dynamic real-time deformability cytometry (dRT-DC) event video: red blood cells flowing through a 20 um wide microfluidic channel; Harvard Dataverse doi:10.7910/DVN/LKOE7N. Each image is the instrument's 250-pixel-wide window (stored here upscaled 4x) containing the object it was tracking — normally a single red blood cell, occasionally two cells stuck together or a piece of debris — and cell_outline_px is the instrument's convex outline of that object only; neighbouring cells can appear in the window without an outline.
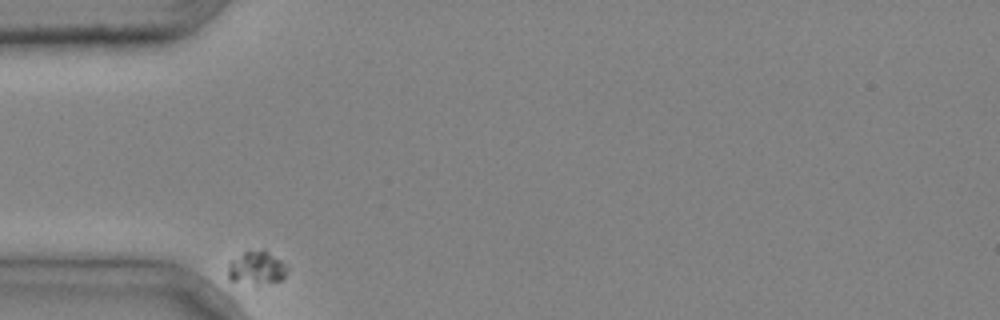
{"species": "common noctule bat (a hibernating species)", "species_latin": "Nyctalus noctula", "temperature_condition": "cold", "stored_images_in_passage": 2, "camera_frame_rate_fps": 3000, "um_per_image_px": 0.085, "animal": {"sex": "male", "body_mass_g": 20.4}, "frame": {"image": 1, "passage_image": 1, "time_ms": 0.0, "image_size_px": [1000, 320], "cell_outline_px": [[288, 268], [284, 276], [280, 280], [256, 284], [228, 280], [228, 264], [232, 260], [244, 252], [268, 252], [280, 260]], "centroid_in_image_um": [21.78, 22.8], "position_along_channel_um": 63.2, "area_um2": 10.92}}